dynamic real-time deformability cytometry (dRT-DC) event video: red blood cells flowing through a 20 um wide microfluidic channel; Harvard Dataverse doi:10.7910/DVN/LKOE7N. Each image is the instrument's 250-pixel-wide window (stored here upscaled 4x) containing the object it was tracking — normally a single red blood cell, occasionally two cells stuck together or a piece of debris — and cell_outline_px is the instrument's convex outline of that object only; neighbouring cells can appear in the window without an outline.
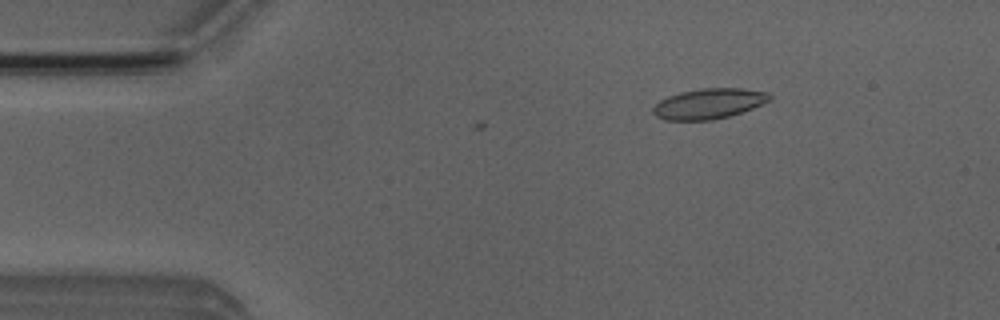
{"species": "Egyptian fruit bat (a non-hibernating species)", "species_latin": "Rousettus aegyptiacus", "temperature_condition": "room temperature", "stored_images_in_passage": 5, "camera_frame_rate_fps": 3000, "um_per_image_px": 0.085, "animal": {"sex": "male"}, "frame": {"image": 1, "passage_image": 3, "time_ms": 2.333, "image_size_px": [1000, 320], "cell_outline_px": [[772, 96], [768, 100], [752, 108], [728, 116], [712, 120], [664, 120], [656, 116], [652, 112], [652, 108], [660, 100], [668, 96], [680, 92], [700, 88], [740, 88], [768, 92]], "centroid_in_image_um": [60.2, 8.8], "position_along_channel_um": 24.8, "area_um2": 20.46}}